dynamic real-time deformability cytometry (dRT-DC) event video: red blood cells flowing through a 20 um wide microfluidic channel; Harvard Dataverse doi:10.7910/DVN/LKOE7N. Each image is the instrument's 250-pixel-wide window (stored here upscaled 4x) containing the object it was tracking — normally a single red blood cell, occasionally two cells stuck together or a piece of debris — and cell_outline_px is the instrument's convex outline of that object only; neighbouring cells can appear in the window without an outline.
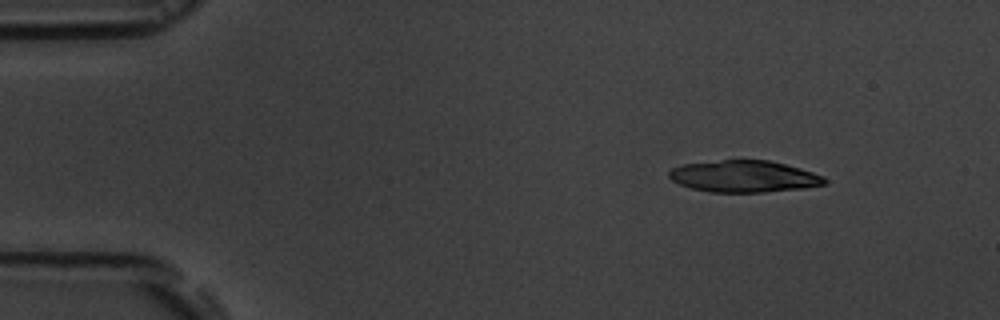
{"species": "common noctule bat (a hibernating species)", "species_latin": "Nyctalus noctula", "temperature_condition": "room temperature", "stored_images_in_passage": 3, "camera_frame_rate_fps": 3000, "um_per_image_px": 0.085, "animal": {"sex": "male", "body_mass_g": 19.5, "forearm_length_mm": 54.6}, "frame": {"image": 1, "passage_image": 1, "time_ms": 0.0, "image_size_px": [1000, 320], "cell_outline_px": [[828, 184], [804, 188], [764, 192], [712, 192], [692, 188], [680, 184], [672, 180], [668, 176], [668, 172], [672, 168], [684, 164], [724, 160], [768, 160], [800, 168], [824, 176], [828, 180]], "centroid_in_image_um": [63.28, 15.0], "position_along_channel_um": 21.7, "area_um2": 28.67}}